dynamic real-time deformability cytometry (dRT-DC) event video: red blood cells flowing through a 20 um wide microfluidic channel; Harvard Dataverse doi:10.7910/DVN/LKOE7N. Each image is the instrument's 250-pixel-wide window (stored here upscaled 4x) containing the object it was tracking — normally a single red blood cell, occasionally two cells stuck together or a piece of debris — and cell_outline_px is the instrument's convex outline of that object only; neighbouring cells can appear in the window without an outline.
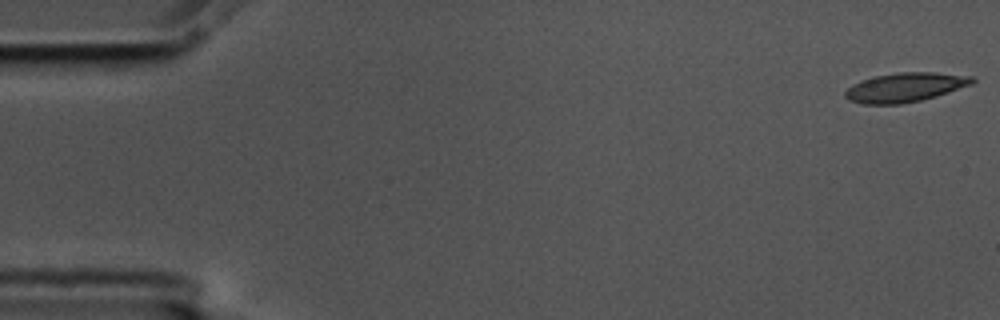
{"species": "common noctule bat (a hibernating species)", "species_latin": "Nyctalus noctula", "temperature_condition": "cold", "stored_images_in_passage": 30, "camera_frame_rate_fps": 3000, "um_per_image_px": 0.085, "animal": {"sex": "male", "body_mass_g": 17.5, "forearm_length_mm": 52.3}, "frame": {"image": 1, "passage_image": 1, "time_ms": 0.0, "image_size_px": [1000, 320], "cell_outline_px": [[976, 80], [972, 84], [936, 96], [920, 100], [900, 104], [864, 104], [848, 100], [844, 96], [844, 92], [852, 84], [860, 80], [876, 76], [896, 72], [936, 72], [972, 76]], "centroid_in_image_um": [76.92, 7.42], "position_along_channel_um": 8.1, "area_um2": 21.68}}
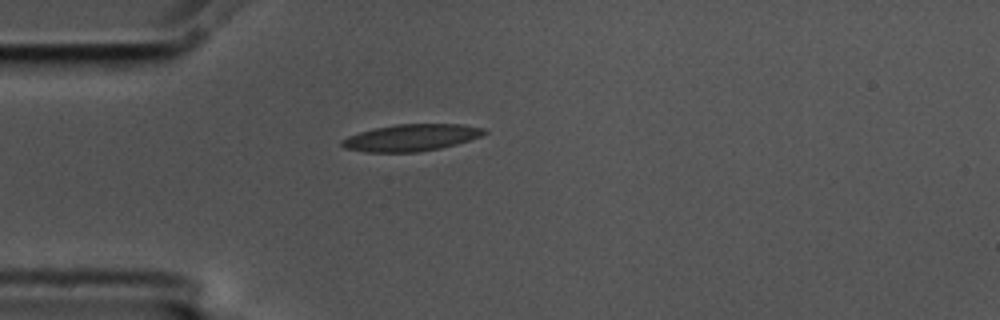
{"frame": {"image": 2, "passage_image": 15, "time_ms": 4.667, "image_size_px": [1000, 320], "cell_outline_px": [[488, 132], [480, 136], [456, 144], [440, 148], [416, 152], [364, 152], [344, 148], [340, 144], [340, 140], [348, 136], [360, 132], [376, 128], [396, 124], [464, 124], [484, 128]], "centroid_in_image_um": [34.93, 11.7], "position_along_channel_um": 50.1, "area_um2": 22.2}}